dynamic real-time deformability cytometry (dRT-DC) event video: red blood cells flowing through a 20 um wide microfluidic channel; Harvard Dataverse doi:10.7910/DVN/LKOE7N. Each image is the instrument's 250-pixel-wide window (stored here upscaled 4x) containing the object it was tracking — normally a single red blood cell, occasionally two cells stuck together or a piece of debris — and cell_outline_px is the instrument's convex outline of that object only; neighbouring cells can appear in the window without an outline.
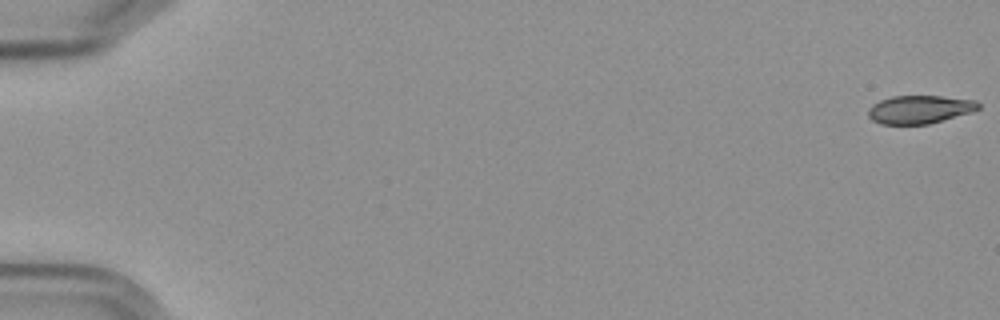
{"species": "Egyptian fruit bat (a non-hibernating species)", "species_latin": "Rousettus aegyptiacus", "temperature_condition": "cold", "stored_images_in_passage": 59, "camera_frame_rate_fps": 3000, "um_per_image_px": 0.085, "frame": {"image": 1, "passage_image": 1, "time_ms": 0.0, "image_size_px": [1000, 320], "cell_outline_px": [[980, 108], [972, 112], [928, 124], [880, 124], [872, 120], [868, 116], [868, 108], [872, 104], [880, 100], [892, 96], [940, 96], [976, 100], [980, 104]], "centroid_in_image_um": [78.16, 9.3], "position_along_channel_um": 6.8, "area_um2": 18.15}}
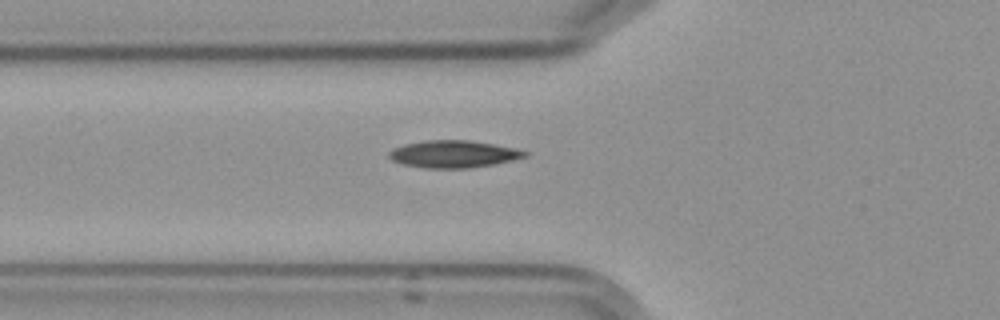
{"frame": {"image": 2, "passage_image": 22, "time_ms": 7.0, "image_size_px": [1000, 320], "cell_outline_px": [[528, 156], [512, 160], [492, 164], [468, 168], [424, 168], [404, 164], [392, 160], [388, 156], [388, 152], [392, 148], [404, 144], [424, 140], [468, 140], [516, 148], [528, 152]], "centroid_in_image_um": [38.52, 13.09], "position_along_channel_um": 87.3, "area_um2": 21.5}}
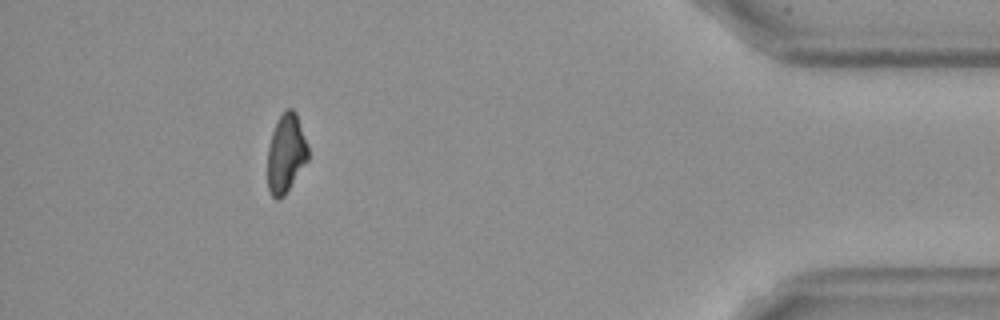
{"frame": {"image": 3, "passage_image": 53, "time_ms": 17.333, "image_size_px": [1000, 320], "cell_outline_px": [[308, 160], [284, 196], [276, 200], [272, 196], [268, 188], [268, 148], [272, 132], [284, 108], [292, 108], [296, 112], [308, 148]], "centroid_in_image_um": [24.3, 13.04], "position_along_channel_um": 410.9, "area_um2": 18.44}}